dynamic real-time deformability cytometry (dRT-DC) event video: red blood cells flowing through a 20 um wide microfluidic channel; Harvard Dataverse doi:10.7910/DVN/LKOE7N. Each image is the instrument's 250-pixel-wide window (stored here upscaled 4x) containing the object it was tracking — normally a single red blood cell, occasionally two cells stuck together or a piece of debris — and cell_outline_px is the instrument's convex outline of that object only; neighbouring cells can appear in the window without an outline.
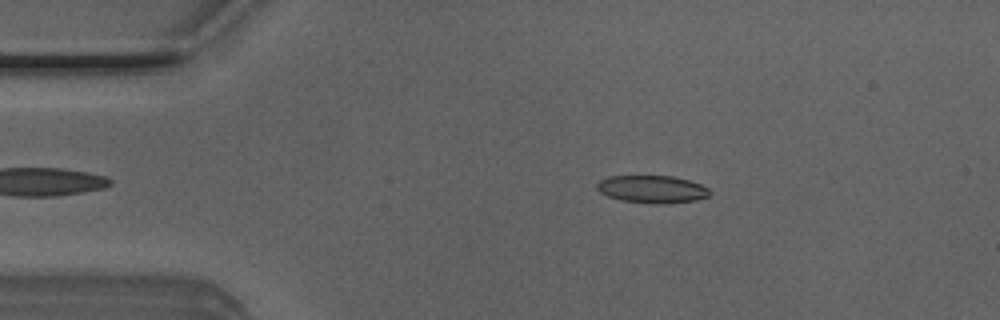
{"species": "Egyptian fruit bat (a non-hibernating species)", "species_latin": "Rousettus aegyptiacus", "temperature_condition": "room temperature", "stored_images_in_passage": 44, "camera_frame_rate_fps": 3000, "um_per_image_px": 0.085, "animal": {"sex": "male"}, "frame": {"image": 1, "passage_image": 8, "time_ms": 2.333, "image_size_px": [1000, 320], "cell_outline_px": [[712, 192], [708, 196], [696, 200], [660, 204], [652, 204], [620, 200], [608, 196], [600, 192], [596, 188], [596, 184], [600, 180], [608, 176], [672, 176], [688, 180], [700, 184], [708, 188]], "centroid_in_image_um": [55.42, 16.08], "position_along_channel_um": 29.6, "area_um2": 18.15}}
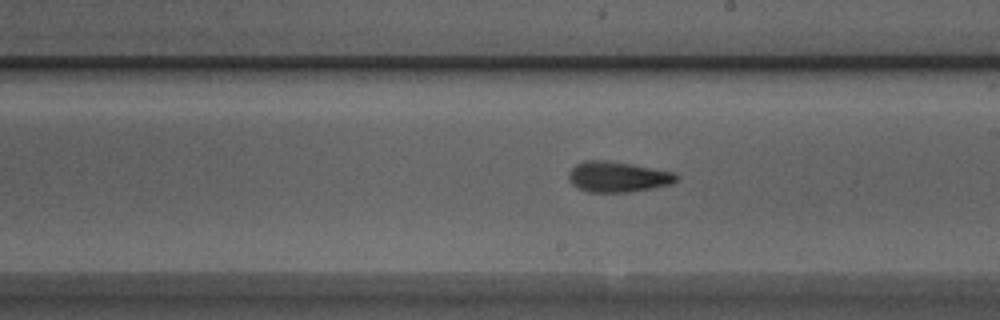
{"frame": {"image": 2, "passage_image": 27, "time_ms": 8.667, "image_size_px": [1000, 320], "cell_outline_px": [[680, 176], [672, 184], [652, 188], [624, 192], [588, 192], [576, 188], [568, 180], [568, 172], [576, 164], [584, 160], [604, 160], [632, 164], [676, 172]], "centroid_in_image_um": [52.5, 15.02], "position_along_channel_um": 236.5, "area_um2": 19.36}}
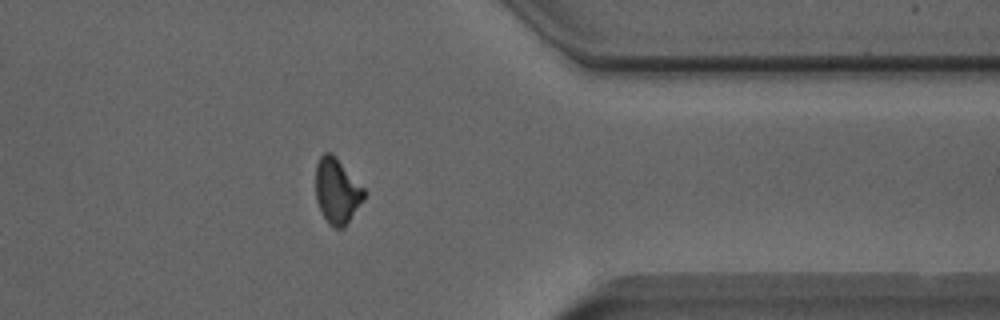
{"frame": {"image": 3, "passage_image": 39, "time_ms": 12.667, "image_size_px": [1000, 320], "cell_outline_px": [[368, 192], [344, 228], [336, 228], [328, 224], [316, 200], [316, 164], [320, 156], [324, 152], [332, 152], [336, 156]], "centroid_in_image_um": [28.65, 16.2], "position_along_channel_um": 382.7, "area_um2": 18.5}, "authors_computed_cell_mechanics": {"area_um2": 18.6116, "velocity_mm_per_s": 4.0272, "shape_relaxation_time_tau1_ms": 4.3924, "shape_relaxation_time_tau2_ms": 2.2007, "deformation_change_tau1": 0.1502, "deformation_change_tau2": 0.1049}}